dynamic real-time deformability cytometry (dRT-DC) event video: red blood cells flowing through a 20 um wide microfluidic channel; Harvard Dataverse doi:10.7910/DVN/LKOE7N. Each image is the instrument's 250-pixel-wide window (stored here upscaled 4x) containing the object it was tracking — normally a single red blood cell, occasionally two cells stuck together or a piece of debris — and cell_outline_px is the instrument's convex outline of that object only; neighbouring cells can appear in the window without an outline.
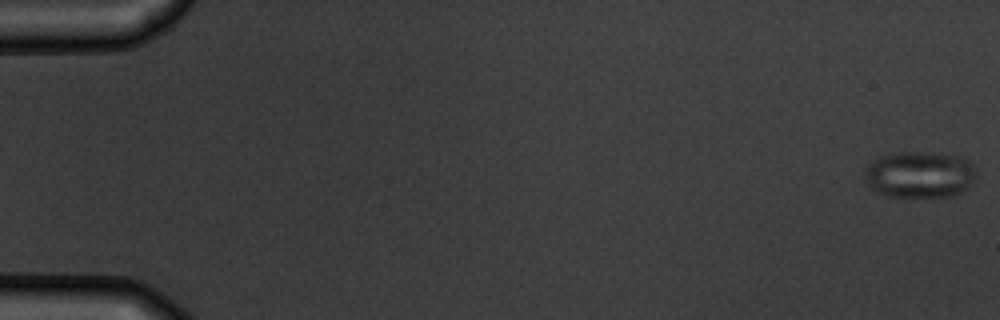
{"species": "common noctule bat (a hibernating species)", "species_latin": "Nyctalus noctula", "temperature_condition": "warm", "stored_images_in_passage": 5, "camera_frame_rate_fps": 3000, "um_per_image_px": 0.085, "animal": {"sex": "male", "body_mass_g": 19.5, "forearm_length_mm": 54.6}, "frame": {"image": 1, "passage_image": 1, "time_ms": 0.0, "image_size_px": [1000, 320], "cell_outline_px": [[976, 176], [972, 184], [968, 188], [952, 196], [884, 196], [868, 188], [864, 176], [864, 168], [868, 164], [880, 156], [900, 152], [920, 152], [964, 156], [972, 164], [976, 172]], "centroid_in_image_um": [78.15, 14.84], "position_along_channel_um": 6.8, "area_um2": 30.58}}